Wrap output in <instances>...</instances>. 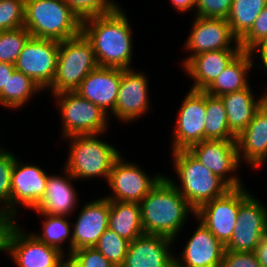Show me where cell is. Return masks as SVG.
I'll return each mask as SVG.
<instances>
[{
	"instance_id": "24",
	"label": "cell",
	"mask_w": 267,
	"mask_h": 267,
	"mask_svg": "<svg viewBox=\"0 0 267 267\" xmlns=\"http://www.w3.org/2000/svg\"><path fill=\"white\" fill-rule=\"evenodd\" d=\"M64 175H48L45 194L38 206L33 209L43 214L70 217L76 211L78 196L73 185L76 179L63 167Z\"/></svg>"
},
{
	"instance_id": "1",
	"label": "cell",
	"mask_w": 267,
	"mask_h": 267,
	"mask_svg": "<svg viewBox=\"0 0 267 267\" xmlns=\"http://www.w3.org/2000/svg\"><path fill=\"white\" fill-rule=\"evenodd\" d=\"M122 7L82 21V33L91 42L98 66L130 69L133 60L132 28Z\"/></svg>"
},
{
	"instance_id": "29",
	"label": "cell",
	"mask_w": 267,
	"mask_h": 267,
	"mask_svg": "<svg viewBox=\"0 0 267 267\" xmlns=\"http://www.w3.org/2000/svg\"><path fill=\"white\" fill-rule=\"evenodd\" d=\"M39 214V216L44 217L45 221H42V233L31 232L38 240L44 242L48 246L54 247L58 249L61 253L65 254V250H63V243H65L66 239L69 240V251L66 252L67 255L72 254V240L73 233L71 232V222L68 221V216L61 215H48L43 214L39 211H35Z\"/></svg>"
},
{
	"instance_id": "18",
	"label": "cell",
	"mask_w": 267,
	"mask_h": 267,
	"mask_svg": "<svg viewBox=\"0 0 267 267\" xmlns=\"http://www.w3.org/2000/svg\"><path fill=\"white\" fill-rule=\"evenodd\" d=\"M174 241L163 235L144 233L129 243L120 267H173L175 255L171 248Z\"/></svg>"
},
{
	"instance_id": "36",
	"label": "cell",
	"mask_w": 267,
	"mask_h": 267,
	"mask_svg": "<svg viewBox=\"0 0 267 267\" xmlns=\"http://www.w3.org/2000/svg\"><path fill=\"white\" fill-rule=\"evenodd\" d=\"M25 0H0V31L24 27Z\"/></svg>"
},
{
	"instance_id": "10",
	"label": "cell",
	"mask_w": 267,
	"mask_h": 267,
	"mask_svg": "<svg viewBox=\"0 0 267 267\" xmlns=\"http://www.w3.org/2000/svg\"><path fill=\"white\" fill-rule=\"evenodd\" d=\"M155 175L151 178L138 164L125 162L121 155L114 162L107 180L112 194L104 197L119 202L140 203L163 177L160 173Z\"/></svg>"
},
{
	"instance_id": "30",
	"label": "cell",
	"mask_w": 267,
	"mask_h": 267,
	"mask_svg": "<svg viewBox=\"0 0 267 267\" xmlns=\"http://www.w3.org/2000/svg\"><path fill=\"white\" fill-rule=\"evenodd\" d=\"M267 0H233L227 17L233 35L240 40L266 7Z\"/></svg>"
},
{
	"instance_id": "33",
	"label": "cell",
	"mask_w": 267,
	"mask_h": 267,
	"mask_svg": "<svg viewBox=\"0 0 267 267\" xmlns=\"http://www.w3.org/2000/svg\"><path fill=\"white\" fill-rule=\"evenodd\" d=\"M30 37L31 34L25 27L0 31V62L15 64Z\"/></svg>"
},
{
	"instance_id": "41",
	"label": "cell",
	"mask_w": 267,
	"mask_h": 267,
	"mask_svg": "<svg viewBox=\"0 0 267 267\" xmlns=\"http://www.w3.org/2000/svg\"><path fill=\"white\" fill-rule=\"evenodd\" d=\"M17 219L0 211V251L6 252L7 236L10 228Z\"/></svg>"
},
{
	"instance_id": "32",
	"label": "cell",
	"mask_w": 267,
	"mask_h": 267,
	"mask_svg": "<svg viewBox=\"0 0 267 267\" xmlns=\"http://www.w3.org/2000/svg\"><path fill=\"white\" fill-rule=\"evenodd\" d=\"M130 241L107 228L94 246L116 267H120L125 259Z\"/></svg>"
},
{
	"instance_id": "17",
	"label": "cell",
	"mask_w": 267,
	"mask_h": 267,
	"mask_svg": "<svg viewBox=\"0 0 267 267\" xmlns=\"http://www.w3.org/2000/svg\"><path fill=\"white\" fill-rule=\"evenodd\" d=\"M147 79L143 72H137L133 68L122 69L115 111L112 116L120 119V122L130 123L149 111L151 106Z\"/></svg>"
},
{
	"instance_id": "23",
	"label": "cell",
	"mask_w": 267,
	"mask_h": 267,
	"mask_svg": "<svg viewBox=\"0 0 267 267\" xmlns=\"http://www.w3.org/2000/svg\"><path fill=\"white\" fill-rule=\"evenodd\" d=\"M242 49L207 51L193 56L182 68L191 77L190 89L205 91Z\"/></svg>"
},
{
	"instance_id": "13",
	"label": "cell",
	"mask_w": 267,
	"mask_h": 267,
	"mask_svg": "<svg viewBox=\"0 0 267 267\" xmlns=\"http://www.w3.org/2000/svg\"><path fill=\"white\" fill-rule=\"evenodd\" d=\"M188 151L230 188L244 186L241 178L235 173H238L239 170L237 169L241 166L236 140L205 139L192 145Z\"/></svg>"
},
{
	"instance_id": "6",
	"label": "cell",
	"mask_w": 267,
	"mask_h": 267,
	"mask_svg": "<svg viewBox=\"0 0 267 267\" xmlns=\"http://www.w3.org/2000/svg\"><path fill=\"white\" fill-rule=\"evenodd\" d=\"M97 66L93 46L83 33L61 41L56 74L47 90L50 89L51 95L75 91Z\"/></svg>"
},
{
	"instance_id": "27",
	"label": "cell",
	"mask_w": 267,
	"mask_h": 267,
	"mask_svg": "<svg viewBox=\"0 0 267 267\" xmlns=\"http://www.w3.org/2000/svg\"><path fill=\"white\" fill-rule=\"evenodd\" d=\"M109 228L130 242L143 235L140 204L109 200Z\"/></svg>"
},
{
	"instance_id": "15",
	"label": "cell",
	"mask_w": 267,
	"mask_h": 267,
	"mask_svg": "<svg viewBox=\"0 0 267 267\" xmlns=\"http://www.w3.org/2000/svg\"><path fill=\"white\" fill-rule=\"evenodd\" d=\"M185 43L184 49L190 52V56H187L183 60L181 64L182 67L193 56L203 52L223 49H241L239 40L233 35L227 19L196 16L193 20L189 37H187Z\"/></svg>"
},
{
	"instance_id": "26",
	"label": "cell",
	"mask_w": 267,
	"mask_h": 267,
	"mask_svg": "<svg viewBox=\"0 0 267 267\" xmlns=\"http://www.w3.org/2000/svg\"><path fill=\"white\" fill-rule=\"evenodd\" d=\"M251 51H241L214 82L205 90L208 95L220 97L229 92L243 90L250 86L249 70L255 65Z\"/></svg>"
},
{
	"instance_id": "31",
	"label": "cell",
	"mask_w": 267,
	"mask_h": 267,
	"mask_svg": "<svg viewBox=\"0 0 267 267\" xmlns=\"http://www.w3.org/2000/svg\"><path fill=\"white\" fill-rule=\"evenodd\" d=\"M206 123L205 139L236 140L230 131L225 106L220 97L208 95L205 92Z\"/></svg>"
},
{
	"instance_id": "16",
	"label": "cell",
	"mask_w": 267,
	"mask_h": 267,
	"mask_svg": "<svg viewBox=\"0 0 267 267\" xmlns=\"http://www.w3.org/2000/svg\"><path fill=\"white\" fill-rule=\"evenodd\" d=\"M48 175L38 165L15 158L11 173V217L17 218L18 205L32 210L38 206L45 194Z\"/></svg>"
},
{
	"instance_id": "20",
	"label": "cell",
	"mask_w": 267,
	"mask_h": 267,
	"mask_svg": "<svg viewBox=\"0 0 267 267\" xmlns=\"http://www.w3.org/2000/svg\"><path fill=\"white\" fill-rule=\"evenodd\" d=\"M122 69L97 66L75 90L80 96L100 107L109 115L115 111Z\"/></svg>"
},
{
	"instance_id": "37",
	"label": "cell",
	"mask_w": 267,
	"mask_h": 267,
	"mask_svg": "<svg viewBox=\"0 0 267 267\" xmlns=\"http://www.w3.org/2000/svg\"><path fill=\"white\" fill-rule=\"evenodd\" d=\"M267 36V5L255 19L251 29L239 40L242 51H251Z\"/></svg>"
},
{
	"instance_id": "5",
	"label": "cell",
	"mask_w": 267,
	"mask_h": 267,
	"mask_svg": "<svg viewBox=\"0 0 267 267\" xmlns=\"http://www.w3.org/2000/svg\"><path fill=\"white\" fill-rule=\"evenodd\" d=\"M101 135H73L65 138L71 143L64 168L76 180L103 176L107 182L113 164L121 153L113 145L100 140Z\"/></svg>"
},
{
	"instance_id": "12",
	"label": "cell",
	"mask_w": 267,
	"mask_h": 267,
	"mask_svg": "<svg viewBox=\"0 0 267 267\" xmlns=\"http://www.w3.org/2000/svg\"><path fill=\"white\" fill-rule=\"evenodd\" d=\"M179 108L171 138L172 152L188 150L192 145L205 140V91L189 89Z\"/></svg>"
},
{
	"instance_id": "11",
	"label": "cell",
	"mask_w": 267,
	"mask_h": 267,
	"mask_svg": "<svg viewBox=\"0 0 267 267\" xmlns=\"http://www.w3.org/2000/svg\"><path fill=\"white\" fill-rule=\"evenodd\" d=\"M17 222L9 230L6 249L14 264L18 267H61L66 255L22 230Z\"/></svg>"
},
{
	"instance_id": "2",
	"label": "cell",
	"mask_w": 267,
	"mask_h": 267,
	"mask_svg": "<svg viewBox=\"0 0 267 267\" xmlns=\"http://www.w3.org/2000/svg\"><path fill=\"white\" fill-rule=\"evenodd\" d=\"M139 204L145 234L176 240L189 215L195 216V210L164 175Z\"/></svg>"
},
{
	"instance_id": "25",
	"label": "cell",
	"mask_w": 267,
	"mask_h": 267,
	"mask_svg": "<svg viewBox=\"0 0 267 267\" xmlns=\"http://www.w3.org/2000/svg\"><path fill=\"white\" fill-rule=\"evenodd\" d=\"M220 98L225 106L230 131L236 137L247 127L262 106V96L254 97L250 86L223 94Z\"/></svg>"
},
{
	"instance_id": "28",
	"label": "cell",
	"mask_w": 267,
	"mask_h": 267,
	"mask_svg": "<svg viewBox=\"0 0 267 267\" xmlns=\"http://www.w3.org/2000/svg\"><path fill=\"white\" fill-rule=\"evenodd\" d=\"M40 91L43 89L32 78L15 70L0 92V105L6 109L21 108Z\"/></svg>"
},
{
	"instance_id": "7",
	"label": "cell",
	"mask_w": 267,
	"mask_h": 267,
	"mask_svg": "<svg viewBox=\"0 0 267 267\" xmlns=\"http://www.w3.org/2000/svg\"><path fill=\"white\" fill-rule=\"evenodd\" d=\"M62 120V138L73 135L106 134L109 115L75 91L52 95Z\"/></svg>"
},
{
	"instance_id": "21",
	"label": "cell",
	"mask_w": 267,
	"mask_h": 267,
	"mask_svg": "<svg viewBox=\"0 0 267 267\" xmlns=\"http://www.w3.org/2000/svg\"><path fill=\"white\" fill-rule=\"evenodd\" d=\"M72 228V252L94 247L100 236L109 228V200L106 197L88 201L78 213Z\"/></svg>"
},
{
	"instance_id": "8",
	"label": "cell",
	"mask_w": 267,
	"mask_h": 267,
	"mask_svg": "<svg viewBox=\"0 0 267 267\" xmlns=\"http://www.w3.org/2000/svg\"><path fill=\"white\" fill-rule=\"evenodd\" d=\"M250 194L245 186L231 188L224 195L201 205L194 218L225 246L234 232L239 206Z\"/></svg>"
},
{
	"instance_id": "46",
	"label": "cell",
	"mask_w": 267,
	"mask_h": 267,
	"mask_svg": "<svg viewBox=\"0 0 267 267\" xmlns=\"http://www.w3.org/2000/svg\"><path fill=\"white\" fill-rule=\"evenodd\" d=\"M67 258L63 259L61 267H82L71 255H66Z\"/></svg>"
},
{
	"instance_id": "22",
	"label": "cell",
	"mask_w": 267,
	"mask_h": 267,
	"mask_svg": "<svg viewBox=\"0 0 267 267\" xmlns=\"http://www.w3.org/2000/svg\"><path fill=\"white\" fill-rule=\"evenodd\" d=\"M238 159L252 168H261L267 160V110L261 106L252 121L236 137Z\"/></svg>"
},
{
	"instance_id": "19",
	"label": "cell",
	"mask_w": 267,
	"mask_h": 267,
	"mask_svg": "<svg viewBox=\"0 0 267 267\" xmlns=\"http://www.w3.org/2000/svg\"><path fill=\"white\" fill-rule=\"evenodd\" d=\"M200 224L186 242L180 256H174L178 267H221L225 246Z\"/></svg>"
},
{
	"instance_id": "14",
	"label": "cell",
	"mask_w": 267,
	"mask_h": 267,
	"mask_svg": "<svg viewBox=\"0 0 267 267\" xmlns=\"http://www.w3.org/2000/svg\"><path fill=\"white\" fill-rule=\"evenodd\" d=\"M266 233L267 207L250 194L239 206L234 232L225 250L254 252Z\"/></svg>"
},
{
	"instance_id": "42",
	"label": "cell",
	"mask_w": 267,
	"mask_h": 267,
	"mask_svg": "<svg viewBox=\"0 0 267 267\" xmlns=\"http://www.w3.org/2000/svg\"><path fill=\"white\" fill-rule=\"evenodd\" d=\"M254 254L262 267H267V233L254 250Z\"/></svg>"
},
{
	"instance_id": "47",
	"label": "cell",
	"mask_w": 267,
	"mask_h": 267,
	"mask_svg": "<svg viewBox=\"0 0 267 267\" xmlns=\"http://www.w3.org/2000/svg\"><path fill=\"white\" fill-rule=\"evenodd\" d=\"M262 106L267 110V92L262 95Z\"/></svg>"
},
{
	"instance_id": "38",
	"label": "cell",
	"mask_w": 267,
	"mask_h": 267,
	"mask_svg": "<svg viewBox=\"0 0 267 267\" xmlns=\"http://www.w3.org/2000/svg\"><path fill=\"white\" fill-rule=\"evenodd\" d=\"M232 1L233 0H197L195 16L227 19L230 13Z\"/></svg>"
},
{
	"instance_id": "44",
	"label": "cell",
	"mask_w": 267,
	"mask_h": 267,
	"mask_svg": "<svg viewBox=\"0 0 267 267\" xmlns=\"http://www.w3.org/2000/svg\"><path fill=\"white\" fill-rule=\"evenodd\" d=\"M258 55H260L259 59L261 60L260 62L263 65H258L256 67L261 68V66H263V68L265 69V71H267V36L262 39L252 50L251 53L254 55V53H257Z\"/></svg>"
},
{
	"instance_id": "35",
	"label": "cell",
	"mask_w": 267,
	"mask_h": 267,
	"mask_svg": "<svg viewBox=\"0 0 267 267\" xmlns=\"http://www.w3.org/2000/svg\"><path fill=\"white\" fill-rule=\"evenodd\" d=\"M16 156L0 146V211L10 215L11 173Z\"/></svg>"
},
{
	"instance_id": "39",
	"label": "cell",
	"mask_w": 267,
	"mask_h": 267,
	"mask_svg": "<svg viewBox=\"0 0 267 267\" xmlns=\"http://www.w3.org/2000/svg\"><path fill=\"white\" fill-rule=\"evenodd\" d=\"M71 256L82 267H116L95 247L77 249L72 252Z\"/></svg>"
},
{
	"instance_id": "45",
	"label": "cell",
	"mask_w": 267,
	"mask_h": 267,
	"mask_svg": "<svg viewBox=\"0 0 267 267\" xmlns=\"http://www.w3.org/2000/svg\"><path fill=\"white\" fill-rule=\"evenodd\" d=\"M173 7L178 10V12H187L192 9L195 10L197 0H170Z\"/></svg>"
},
{
	"instance_id": "40",
	"label": "cell",
	"mask_w": 267,
	"mask_h": 267,
	"mask_svg": "<svg viewBox=\"0 0 267 267\" xmlns=\"http://www.w3.org/2000/svg\"><path fill=\"white\" fill-rule=\"evenodd\" d=\"M221 267H262L254 252L225 250Z\"/></svg>"
},
{
	"instance_id": "43",
	"label": "cell",
	"mask_w": 267,
	"mask_h": 267,
	"mask_svg": "<svg viewBox=\"0 0 267 267\" xmlns=\"http://www.w3.org/2000/svg\"><path fill=\"white\" fill-rule=\"evenodd\" d=\"M15 70L14 64L0 62V92L6 87L8 78H10Z\"/></svg>"
},
{
	"instance_id": "3",
	"label": "cell",
	"mask_w": 267,
	"mask_h": 267,
	"mask_svg": "<svg viewBox=\"0 0 267 267\" xmlns=\"http://www.w3.org/2000/svg\"><path fill=\"white\" fill-rule=\"evenodd\" d=\"M173 168L180 185L166 177L196 211L201 205L224 195L231 189L221 178L205 167L188 150L172 152Z\"/></svg>"
},
{
	"instance_id": "4",
	"label": "cell",
	"mask_w": 267,
	"mask_h": 267,
	"mask_svg": "<svg viewBox=\"0 0 267 267\" xmlns=\"http://www.w3.org/2000/svg\"><path fill=\"white\" fill-rule=\"evenodd\" d=\"M24 10L31 37L61 42L82 33V21L63 0H25Z\"/></svg>"
},
{
	"instance_id": "34",
	"label": "cell",
	"mask_w": 267,
	"mask_h": 267,
	"mask_svg": "<svg viewBox=\"0 0 267 267\" xmlns=\"http://www.w3.org/2000/svg\"><path fill=\"white\" fill-rule=\"evenodd\" d=\"M81 21L110 14L120 6L113 0H63Z\"/></svg>"
},
{
	"instance_id": "9",
	"label": "cell",
	"mask_w": 267,
	"mask_h": 267,
	"mask_svg": "<svg viewBox=\"0 0 267 267\" xmlns=\"http://www.w3.org/2000/svg\"><path fill=\"white\" fill-rule=\"evenodd\" d=\"M59 46L56 40L30 37L14 64L15 69L46 90L56 74Z\"/></svg>"
}]
</instances>
